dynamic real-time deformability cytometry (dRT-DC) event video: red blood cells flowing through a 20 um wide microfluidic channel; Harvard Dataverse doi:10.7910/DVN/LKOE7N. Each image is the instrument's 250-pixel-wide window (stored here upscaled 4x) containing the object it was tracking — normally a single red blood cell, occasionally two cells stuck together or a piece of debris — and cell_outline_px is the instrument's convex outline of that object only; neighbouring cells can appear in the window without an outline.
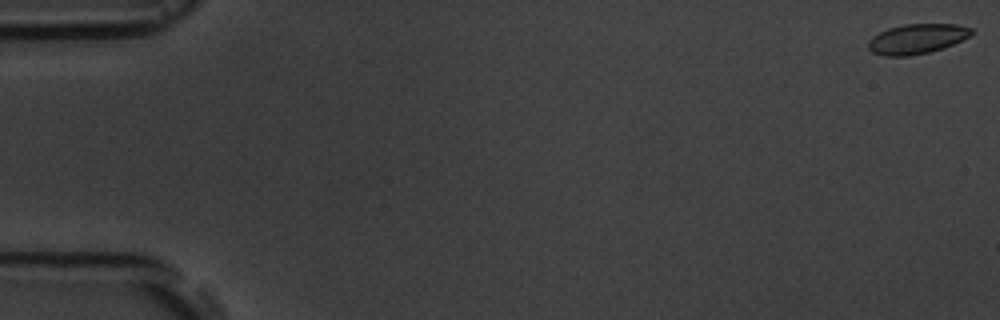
{"species": "common noctule bat (a hibernating species)", "species_latin": "Nyctalus noctula", "temperature_condition": "room temperature", "stored_images_in_passage": 57, "camera_frame_rate_fps": 3000, "um_per_image_px": 0.085, "animal": {"sex": "male", "body_mass_g": 19.5, "forearm_length_mm": 54.6}, "frame": {"image": 1, "passage_image": 1, "time_ms": 0.0, "image_size_px": [1000, 320], "cell_outline_px": [[972, 32], [968, 36], [952, 44], [928, 52], [908, 56], [884, 56], [872, 52], [868, 48], [868, 40], [872, 36], [888, 28], [904, 24], [956, 24], [972, 28]], "centroid_in_image_um": [77.88, 3.3], "position_along_channel_um": 7.1, "area_um2": 17.74}}
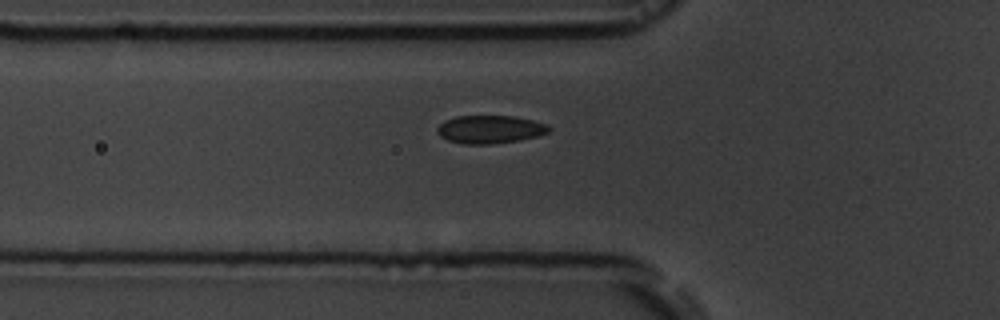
{"frame": {"image": 2, "passage_image": 20, "time_ms": 6.333, "image_size_px": [1000, 320], "cell_outline_px": [[552, 128], [548, 132], [536, 136], [520, 140], [492, 144], [464, 144], [448, 140], [440, 136], [436, 132], [436, 128], [444, 120], [456, 116], [512, 116], [532, 120], [548, 124]], "centroid_in_image_um": [41.63, 10.99], "position_along_channel_um": 84.2, "area_um2": 18.32}}
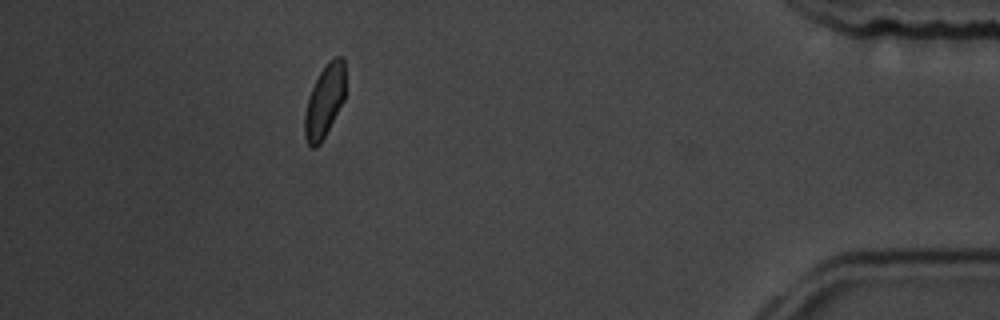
{"frame": {"image": 3, "passage_image": 51, "time_ms": 16.667, "image_size_px": [1000, 320], "cell_outline_px": [[344, 100], [320, 144], [316, 148], [312, 148], [308, 144], [304, 136], [304, 116], [308, 96], [320, 72], [328, 60], [336, 56], [344, 56]], "centroid_in_image_um": [27.57, 8.59], "position_along_channel_um": 407.6, "area_um2": 17.17}, "authors_computed_cell_mechanics": {"area_um2": 18.3804, "velocity_mm_per_s": 3.6327, "shape_relaxation_time_tau1_ms": 2.9202, "shape_relaxation_time_tau2_ms": null, "deformation_change_tau1": 0.0837, "deformation_change_tau2": null}}